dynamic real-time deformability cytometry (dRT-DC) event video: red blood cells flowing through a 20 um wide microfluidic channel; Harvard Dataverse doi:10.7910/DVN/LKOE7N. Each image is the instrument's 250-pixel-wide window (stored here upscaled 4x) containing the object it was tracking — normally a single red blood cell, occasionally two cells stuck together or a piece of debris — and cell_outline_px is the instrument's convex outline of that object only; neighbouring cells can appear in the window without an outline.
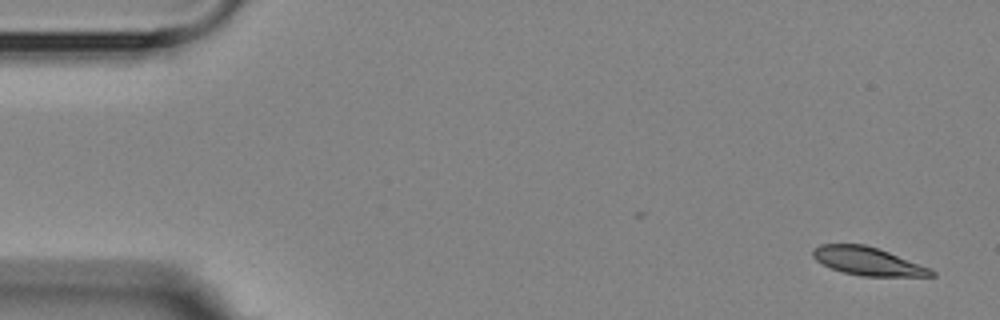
{"species": "Egyptian fruit bat (a non-hibernating species)", "species_latin": "Rousettus aegyptiacus", "temperature_condition": "room temperature", "stored_images_in_passage": 6, "camera_frame_rate_fps": 3000, "um_per_image_px": 0.085, "animal": {"sex": "female"}, "frame": {"image": 1, "passage_image": 1, "time_ms": 0.0, "image_size_px": [1000, 320], "cell_outline_px": [[936, 276], [860, 276], [844, 272], [832, 268], [816, 260], [812, 256], [812, 248], [820, 244], [864, 244], [888, 252], [932, 268], [936, 272]], "centroid_in_image_um": [73.77, 22.2], "position_along_channel_um": 11.2, "area_um2": 19.36}}
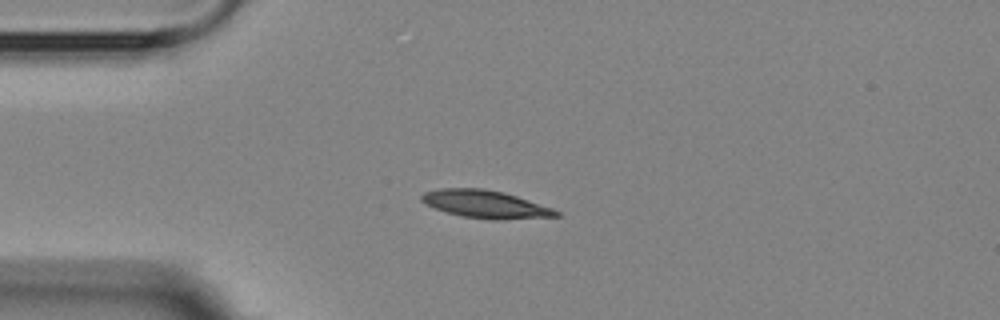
{"frame": {"image": 2, "passage_image": 4, "time_ms": 3.667, "image_size_px": [1000, 320], "cell_outline_px": [[564, 216], [504, 220], [492, 220], [464, 216], [448, 212], [436, 208], [420, 200], [420, 196], [424, 192], [440, 188], [484, 188], [504, 192], [552, 208], [560, 212]], "centroid_in_image_um": [41.31, 17.36], "position_along_channel_um": 43.7, "area_um2": 21.73}}
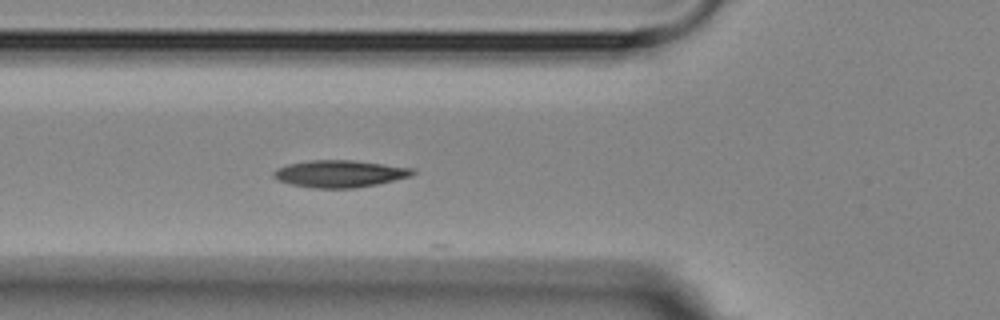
{"frame": {"image": 3, "passage_image": 6, "time_ms": 5.667, "image_size_px": [1000, 320], "cell_outline_px": [[416, 172], [412, 176], [376, 184], [356, 188], [312, 188], [292, 184], [280, 180], [272, 176], [272, 172], [276, 168], [288, 164], [312, 160], [352, 160], [412, 168]], "centroid_in_image_um": [28.86, 14.77], "position_along_channel_um": 96.9, "area_um2": 21.79}}